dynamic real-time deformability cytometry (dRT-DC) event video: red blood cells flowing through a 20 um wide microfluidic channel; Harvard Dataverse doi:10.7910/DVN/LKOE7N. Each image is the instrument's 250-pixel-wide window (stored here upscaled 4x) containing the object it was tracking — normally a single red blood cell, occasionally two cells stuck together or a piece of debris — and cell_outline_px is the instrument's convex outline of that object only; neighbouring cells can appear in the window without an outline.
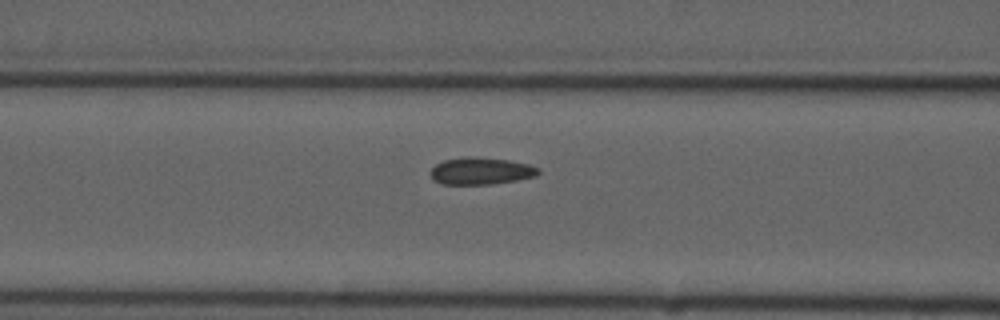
{"species": "common noctule bat (a hibernating species)", "species_latin": "Nyctalus noctula", "temperature_condition": "cold", "stored_images_in_passage": 9, "camera_frame_rate_fps": 3000, "um_per_image_px": 0.085, "animal": {"sex": "male", "forearm_length_mm": 52.5}, "frame": {"image": 1, "passage_image": 9, "time_ms": 10.333, "image_size_px": [1000, 320], "cell_outline_px": [[540, 172], [536, 176], [516, 180], [488, 184], [440, 184], [432, 180], [428, 172], [436, 164], [444, 160], [464, 156], [472, 156], [508, 160], [528, 164], [540, 168]], "centroid_in_image_um": [40.83, 14.53], "position_along_channel_um": 125.8, "area_um2": 17.17}}